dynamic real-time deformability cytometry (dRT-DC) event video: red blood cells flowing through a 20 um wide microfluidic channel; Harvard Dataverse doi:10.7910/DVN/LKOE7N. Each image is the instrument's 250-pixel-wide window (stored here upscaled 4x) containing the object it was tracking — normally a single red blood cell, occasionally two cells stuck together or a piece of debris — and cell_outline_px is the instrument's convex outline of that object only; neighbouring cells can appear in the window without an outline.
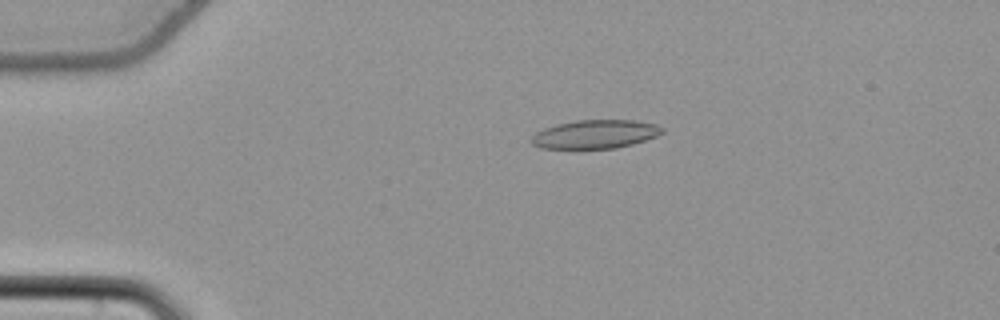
{"species": "common noctule bat (a hibernating species)", "species_latin": "Nyctalus noctula", "temperature_condition": "cold", "stored_images_in_passage": 54, "camera_frame_rate_fps": 3000, "um_per_image_px": 0.085, "animal": {"sex": "female", "body_mass_g": 22.7, "forearm_length_mm": 54.2}, "frame": {"image": 1, "passage_image": 12, "time_ms": 3.667, "image_size_px": [1000, 320], "cell_outline_px": [[664, 132], [656, 136], [632, 144], [616, 148], [540, 148], [532, 144], [532, 136], [536, 132], [544, 128], [556, 124], [576, 120], [636, 120], [656, 124], [664, 128]], "centroid_in_image_um": [50.6, 11.4], "position_along_channel_um": 34.4, "area_um2": 21.73}}
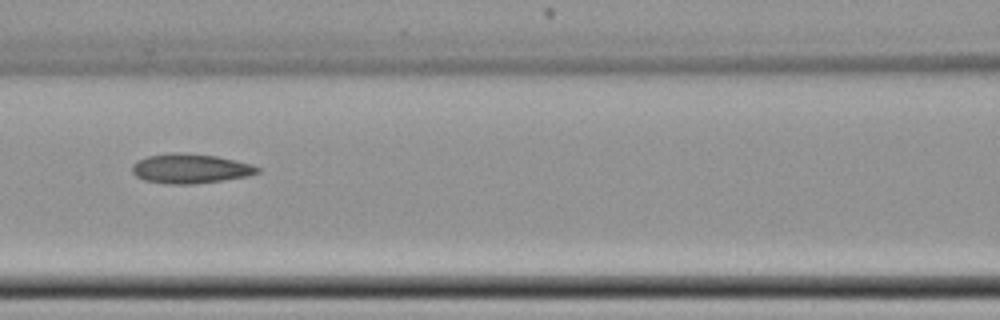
{"frame": {"image": 2, "passage_image": 25, "time_ms": 8.0, "image_size_px": [1000, 320], "cell_outline_px": [[260, 172], [248, 176], [192, 184], [164, 184], [144, 180], [136, 176], [132, 172], [132, 164], [136, 160], [148, 156], [172, 152], [180, 152], [216, 156], [252, 164], [260, 168]], "centroid_in_image_um": [16.14, 14.32], "position_along_channel_um": 150.5, "area_um2": 21.62}}
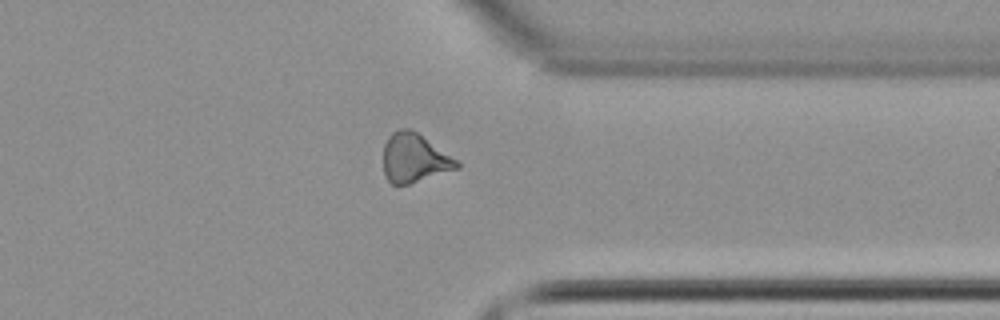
{"frame": {"image": 3, "passage_image": 43, "time_ms": 14.0, "image_size_px": [1000, 320], "cell_outline_px": [[460, 168], [408, 184], [392, 184], [388, 180], [384, 172], [384, 144], [388, 136], [392, 132], [400, 128], [408, 128], [416, 132], [456, 160], [460, 164]], "centroid_in_image_um": [35.19, 13.44], "position_along_channel_um": 376.2, "area_um2": 20.52}}